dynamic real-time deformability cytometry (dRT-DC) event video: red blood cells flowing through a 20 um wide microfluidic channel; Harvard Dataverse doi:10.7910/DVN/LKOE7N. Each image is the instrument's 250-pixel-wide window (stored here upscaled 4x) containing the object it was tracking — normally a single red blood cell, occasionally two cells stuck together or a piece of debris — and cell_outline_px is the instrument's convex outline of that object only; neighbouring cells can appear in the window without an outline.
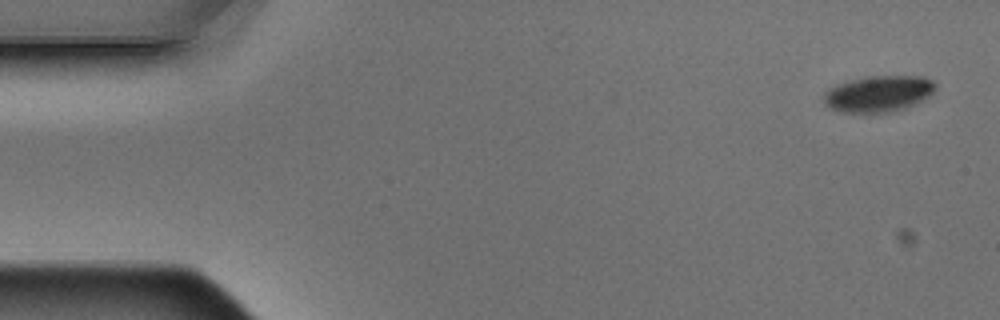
{"species": "Egyptian fruit bat (a non-hibernating species)", "species_latin": "Rousettus aegyptiacus", "temperature_condition": "warm", "stored_images_in_passage": 5, "camera_frame_rate_fps": 3000, "um_per_image_px": 0.085, "animal": {"sex": "male"}, "frame": {"image": 1, "passage_image": 1, "time_ms": 0.0, "image_size_px": [1000, 320], "cell_outline_px": [[936, 88], [928, 96], [904, 108], [892, 112], [844, 112], [832, 108], [824, 104], [824, 92], [828, 88], [836, 84], [868, 76], [924, 76], [932, 80], [936, 84]], "centroid_in_image_um": [74.66, 7.95], "position_along_channel_um": 10.3, "area_um2": 23.35}}
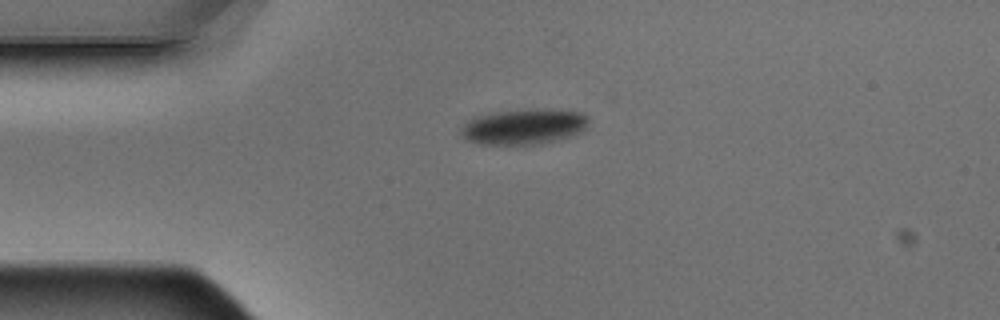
{"frame": {"image": 2, "passage_image": 4, "time_ms": 1.0, "image_size_px": [1000, 320], "cell_outline_px": [[588, 120], [584, 128], [580, 132], [572, 136], [556, 140], [536, 144], [484, 144], [468, 140], [460, 132], [460, 128], [468, 120], [476, 116], [496, 112], [576, 112], [588, 116]], "centroid_in_image_um": [44.46, 10.82], "position_along_channel_um": 40.5, "area_um2": 24.85}}